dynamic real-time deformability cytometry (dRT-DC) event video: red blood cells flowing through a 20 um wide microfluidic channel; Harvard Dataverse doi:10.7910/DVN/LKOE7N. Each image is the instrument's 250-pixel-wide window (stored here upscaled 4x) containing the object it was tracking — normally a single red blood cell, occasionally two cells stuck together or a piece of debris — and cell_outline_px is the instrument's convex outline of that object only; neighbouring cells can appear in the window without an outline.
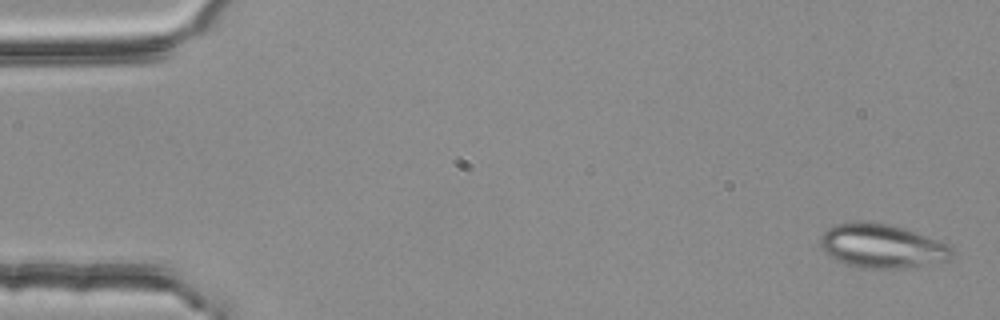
{"species": "common noctule bat (a hibernating species)", "species_latin": "Nyctalus noctula", "temperature_condition": "room temperature", "stored_images_in_passage": 4, "camera_frame_rate_fps": 3000, "um_per_image_px": 0.085, "animal": {"sex": "female", "body_mass_g": 25.1}, "frame": {"image": 1, "passage_image": 1, "time_ms": 0.0, "image_size_px": [1000, 320], "cell_outline_px": [[956, 256], [948, 260], [900, 268], [860, 268], [844, 264], [836, 260], [824, 252], [820, 244], [820, 236], [832, 224], [856, 220], [888, 224], [904, 228], [948, 244], [956, 252]], "centroid_in_image_um": [74.93, 20.9], "position_along_channel_um": 10.1, "area_um2": 33.93}}